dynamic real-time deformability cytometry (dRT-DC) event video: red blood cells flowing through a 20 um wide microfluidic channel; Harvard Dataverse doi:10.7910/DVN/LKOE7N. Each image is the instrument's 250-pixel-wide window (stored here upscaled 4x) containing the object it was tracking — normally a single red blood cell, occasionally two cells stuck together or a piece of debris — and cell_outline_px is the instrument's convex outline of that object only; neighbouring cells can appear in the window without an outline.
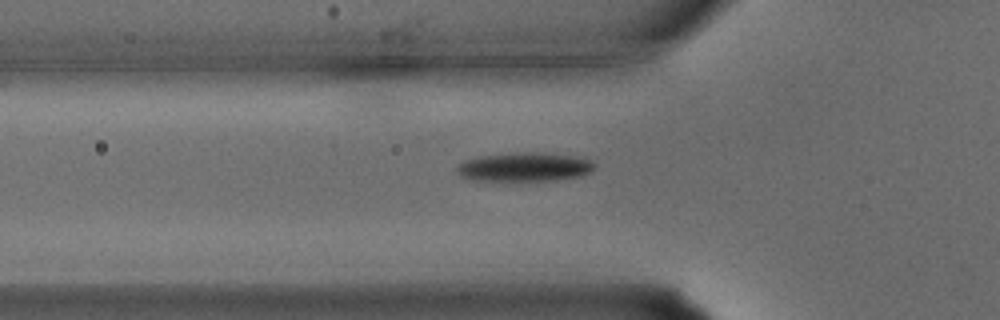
{"species": "common noctule bat (a hibernating species)", "species_latin": "Nyctalus noctula", "temperature_condition": "warm", "stored_images_in_passage": 23, "camera_frame_rate_fps": 3000, "um_per_image_px": 0.085, "animal": {"sex": "male", "body_mass_g": 15.6}, "frame": {"image": 1, "passage_image": 2, "time_ms": 0.333, "image_size_px": [1000, 320], "cell_outline_px": [[596, 168], [580, 176], [556, 180], [476, 180], [460, 176], [456, 172], [456, 168], [464, 160], [480, 156], [524, 152], [536, 152], [572, 156], [592, 160], [596, 164]], "centroid_in_image_um": [44.59, 14.19], "position_along_channel_um": 81.2, "area_um2": 22.95}}
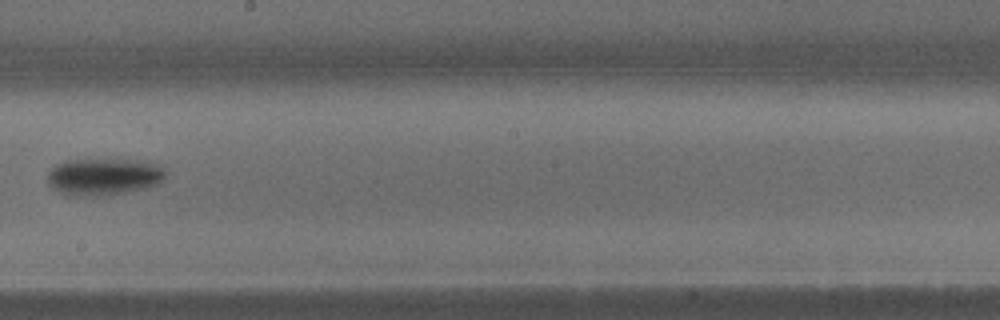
{"frame": {"image": 2, "passage_image": 10, "time_ms": 3.0, "image_size_px": [1000, 320], "cell_outline_px": [[168, 172], [164, 180], [156, 184], [144, 188], [104, 196], [68, 196], [52, 188], [48, 180], [48, 172], [56, 164], [64, 160], [108, 156], [116, 156], [156, 164]], "centroid_in_image_um": [8.8, 14.96], "position_along_channel_um": 239.4, "area_um2": 26.59}}
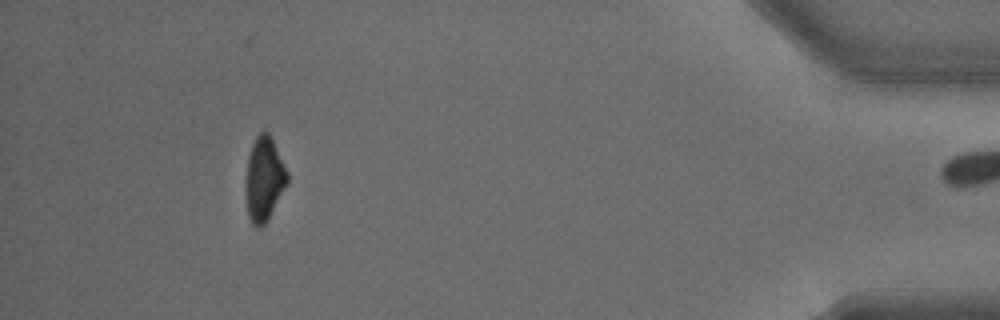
{"frame": {"image": 3, "passage_image": 22, "time_ms": 7.0, "image_size_px": [1000, 320], "cell_outline_px": [[288, 184], [268, 220], [260, 228], [256, 228], [252, 224], [248, 216], [244, 188], [244, 180], [248, 156], [252, 144], [256, 136], [260, 132], [268, 132], [288, 172]], "centroid_in_image_um": [22.42, 15.26], "position_along_channel_um": 412.8, "area_um2": 20.75}}